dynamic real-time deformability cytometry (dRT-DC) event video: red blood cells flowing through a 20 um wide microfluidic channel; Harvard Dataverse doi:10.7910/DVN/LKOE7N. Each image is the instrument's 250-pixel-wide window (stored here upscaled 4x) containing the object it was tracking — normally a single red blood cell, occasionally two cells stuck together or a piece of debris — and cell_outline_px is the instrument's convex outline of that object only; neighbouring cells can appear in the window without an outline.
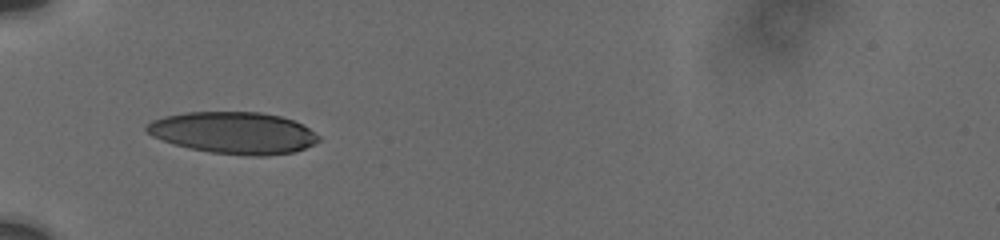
{"species": "human", "species_latin": "Homo sapiens", "temperature_condition": "cold", "stored_images_in_passage": 28, "camera_frame_rate_fps": 3000, "um_per_image_px": 0.085, "donor": {"sex": "male"}, "frame": {"image": 1, "passage_image": 1, "time_ms": 0.0, "image_size_px": [1000, 240], "cell_outline_px": [[320, 140], [296, 152], [264, 156], [248, 156], [212, 152], [188, 148], [152, 136], [144, 128], [152, 120], [164, 116], [184, 112], [260, 112], [280, 116], [292, 120], [308, 128], [320, 136]], "centroid_in_image_um": [19.86, 11.29], "position_along_channel_um": 65.1, "area_um2": 41.73}}
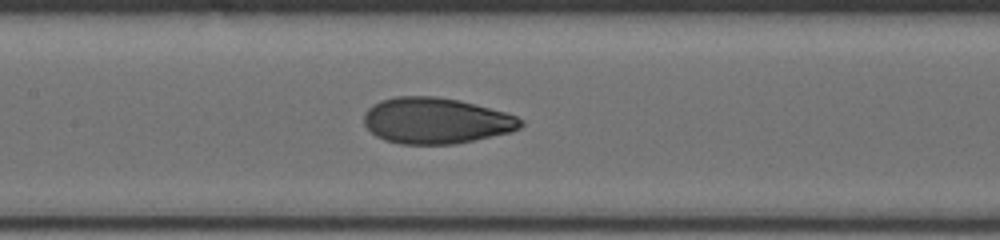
{"frame": {"image": 2, "passage_image": 11, "time_ms": 3.0, "image_size_px": [1000, 240], "cell_outline_px": [[524, 124], [520, 128], [512, 132], [456, 144], [400, 144], [384, 140], [376, 136], [364, 124], [364, 112], [372, 104], [380, 100], [396, 96], [436, 96], [460, 100], [476, 104], [504, 112], [516, 116], [524, 120]], "centroid_in_image_um": [37.06, 10.26], "position_along_channel_um": 170.3, "area_um2": 42.37}}
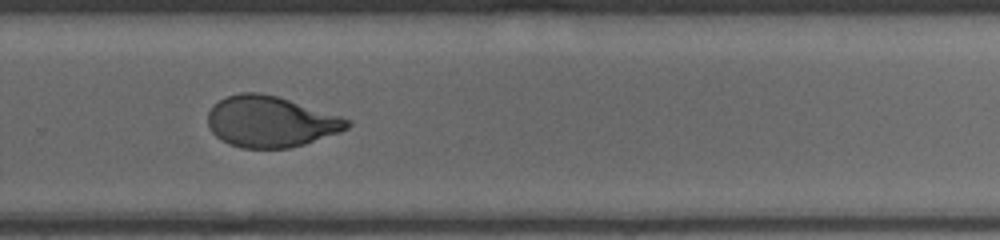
{"frame": {"image": 3, "passage_image": 22, "time_ms": 6.667, "image_size_px": [1000, 240], "cell_outline_px": [[352, 124], [348, 128], [340, 132], [304, 144], [288, 148], [240, 148], [228, 144], [220, 140], [208, 128], [208, 112], [212, 104], [228, 96], [240, 92], [260, 92], [276, 96], [340, 116], [352, 120]], "centroid_in_image_um": [22.97, 10.34], "position_along_channel_um": 306.8, "area_um2": 41.5}}